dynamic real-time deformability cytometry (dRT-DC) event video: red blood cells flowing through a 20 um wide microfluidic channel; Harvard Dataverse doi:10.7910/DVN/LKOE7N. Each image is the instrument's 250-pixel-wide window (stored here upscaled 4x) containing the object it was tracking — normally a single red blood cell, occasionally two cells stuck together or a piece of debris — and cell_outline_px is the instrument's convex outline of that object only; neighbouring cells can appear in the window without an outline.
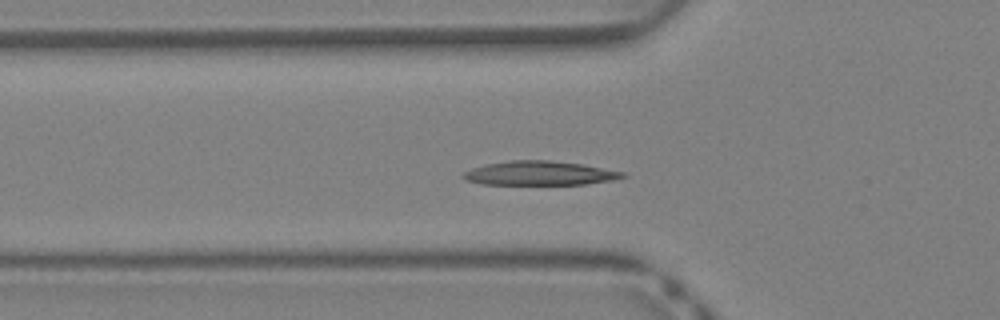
{"species": "Egyptian fruit bat (a non-hibernating species)", "species_latin": "Rousettus aegyptiacus", "temperature_condition": "warm", "stored_images_in_passage": 41, "segment_of_instrument_passage": [1, 2], "camera_frame_rate_fps": 3000, "um_per_image_px": 0.085, "animal": {"sex": "female"}, "frame": {"image": 1, "passage_image": 13, "time_ms": 4.0, "image_size_px": [1000, 320], "cell_outline_px": [[628, 176], [612, 180], [584, 184], [480, 184], [468, 180], [460, 176], [464, 172], [472, 168], [488, 164], [508, 160], [552, 160], [580, 164], [624, 172]], "centroid_in_image_um": [45.85, 14.72], "position_along_channel_um": 79.9, "area_um2": 22.2}}
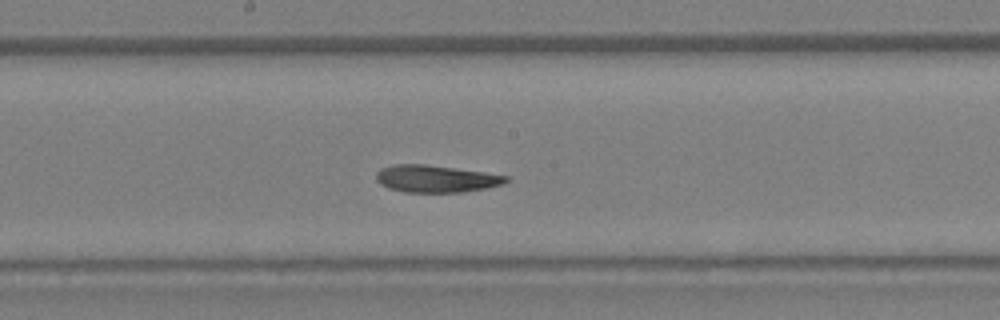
{"frame": {"image": 2, "passage_image": 21, "time_ms": 6.667, "image_size_px": [1000, 320], "cell_outline_px": [[508, 180], [504, 184], [484, 188], [460, 192], [404, 192], [388, 188], [380, 184], [376, 180], [376, 172], [380, 168], [392, 164], [424, 164], [484, 172], [508, 176]], "centroid_in_image_um": [37.0, 15.19], "position_along_channel_um": 211.2, "area_um2": 20.52}}
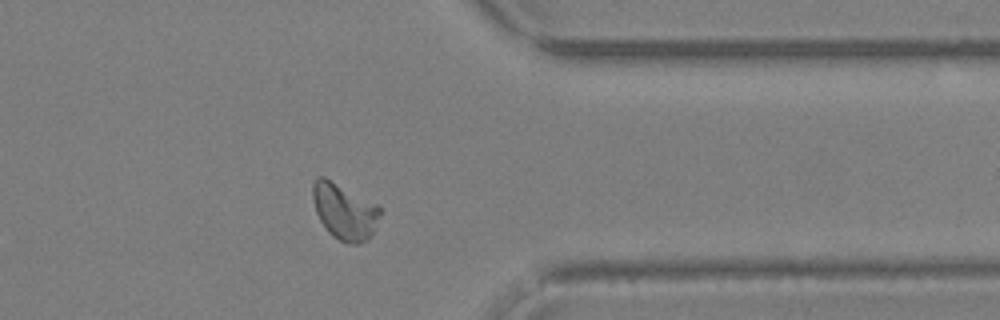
{"frame": {"image": 3, "passage_image": 32, "time_ms": 10.333, "image_size_px": [1000, 320], "cell_outline_px": [[380, 212], [372, 232], [368, 240], [360, 244], [348, 244], [332, 236], [328, 232], [320, 220], [316, 212], [312, 200], [312, 184], [316, 176], [324, 176], [376, 204], [380, 208]], "centroid_in_image_um": [29.23, 17.97], "position_along_channel_um": 382.2, "area_um2": 21.85}}